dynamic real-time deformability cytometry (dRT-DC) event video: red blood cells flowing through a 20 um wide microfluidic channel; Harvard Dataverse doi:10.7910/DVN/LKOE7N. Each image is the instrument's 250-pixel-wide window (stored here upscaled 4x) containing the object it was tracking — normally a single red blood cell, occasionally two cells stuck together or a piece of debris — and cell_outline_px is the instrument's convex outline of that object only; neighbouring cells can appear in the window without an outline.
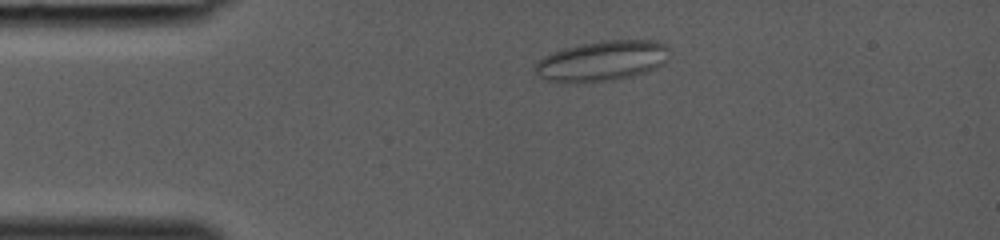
{"species": "common noctule bat (a hibernating species)", "species_latin": "Nyctalus noctula", "temperature_condition": "room temperature", "stored_images_in_passage": 37, "camera_frame_rate_fps": 3000, "um_per_image_px": 0.085, "animal": {"sex": "female", "body_mass_g": 19.0, "forearm_length_mm": 53.3}, "frame": {"image": 1, "passage_image": 6, "time_ms": 1.667, "image_size_px": [1000, 240], "cell_outline_px": [[668, 48], [664, 60], [656, 68], [632, 76], [612, 80], [544, 80], [532, 72], [532, 68], [544, 56], [552, 52], [564, 48], [604, 40], [656, 40], [668, 44]], "centroid_in_image_um": [51.16, 5.14], "position_along_channel_um": 33.8, "area_um2": 30.69}}
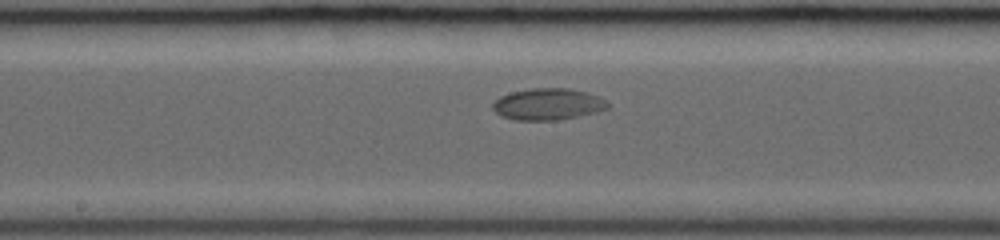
{"frame": {"image": 2, "passage_image": 19, "time_ms": 6.0, "image_size_px": [1000, 240], "cell_outline_px": [[608, 108], [596, 112], [580, 116], [556, 120], [516, 120], [500, 116], [492, 108], [492, 104], [500, 96], [512, 92], [532, 88], [568, 88], [588, 92], [604, 100], [608, 104]], "centroid_in_image_um": [46.55, 8.86], "position_along_channel_um": 201.7, "area_um2": 21.1}}
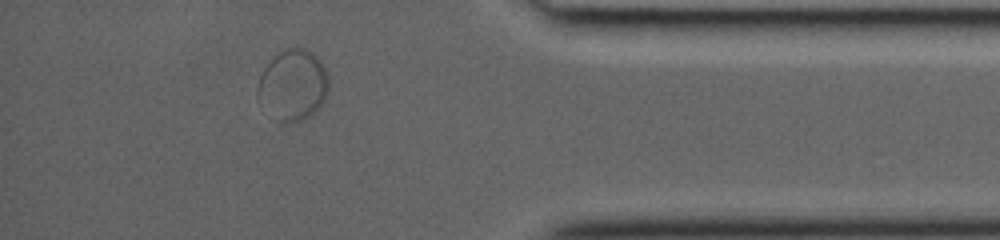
{"frame": {"image": 3, "passage_image": 33, "time_ms": 10.667, "image_size_px": [1000, 240], "cell_outline_px": [[328, 92], [324, 100], [308, 116], [300, 120], [276, 120], [256, 96], [256, 88], [260, 76], [264, 68], [272, 56], [280, 48], [304, 48], [312, 52], [320, 60], [328, 76]], "centroid_in_image_um": [24.87, 7.15], "position_along_channel_um": 410.3, "area_um2": 29.07}}